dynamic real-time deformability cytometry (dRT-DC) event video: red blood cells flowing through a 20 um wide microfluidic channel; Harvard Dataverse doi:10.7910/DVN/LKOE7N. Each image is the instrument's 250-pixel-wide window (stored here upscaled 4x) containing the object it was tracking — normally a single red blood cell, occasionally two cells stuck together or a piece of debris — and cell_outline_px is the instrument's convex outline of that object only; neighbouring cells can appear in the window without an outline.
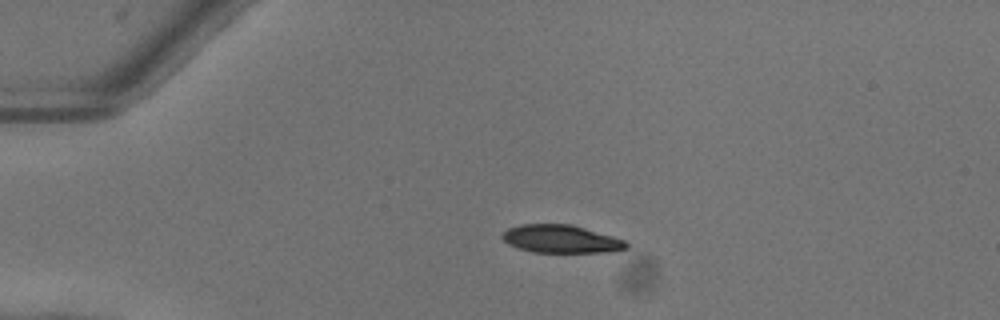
{"species": "common noctule bat (a hibernating species)", "species_latin": "Nyctalus noctula", "temperature_condition": "warm", "stored_images_in_passage": 41, "camera_frame_rate_fps": 3000, "um_per_image_px": 0.085, "animal": {"sex": "female"}, "frame": {"image": 1, "passage_image": 1, "time_ms": 0.0, "image_size_px": [1000, 320], "cell_outline_px": [[628, 248], [612, 252], [532, 252], [508, 244], [500, 236], [508, 228], [520, 224], [572, 224], [612, 236], [624, 240], [628, 244]], "centroid_in_image_um": [47.69, 20.31], "position_along_channel_um": 37.3, "area_um2": 20.17}}
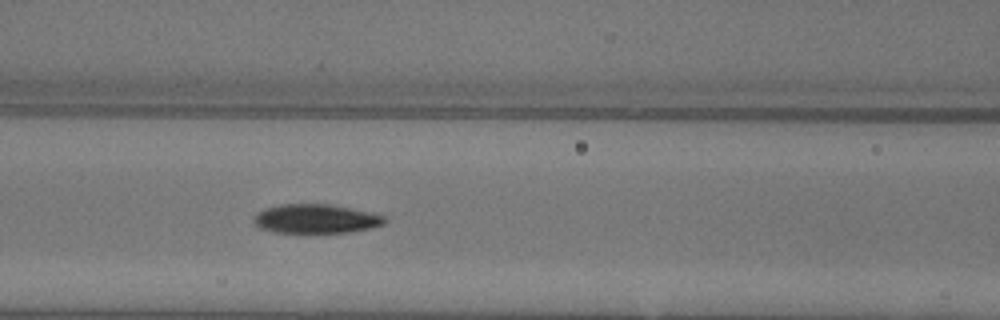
{"frame": {"image": 2, "passage_image": 12, "time_ms": 3.667, "image_size_px": [1000, 320], "cell_outline_px": [[388, 220], [384, 224], [372, 228], [352, 232], [272, 232], [260, 228], [252, 220], [252, 216], [256, 212], [264, 208], [280, 204], [332, 204], [372, 212], [384, 216]], "centroid_in_image_um": [26.85, 18.58], "position_along_channel_um": 139.8, "area_um2": 22.48}}
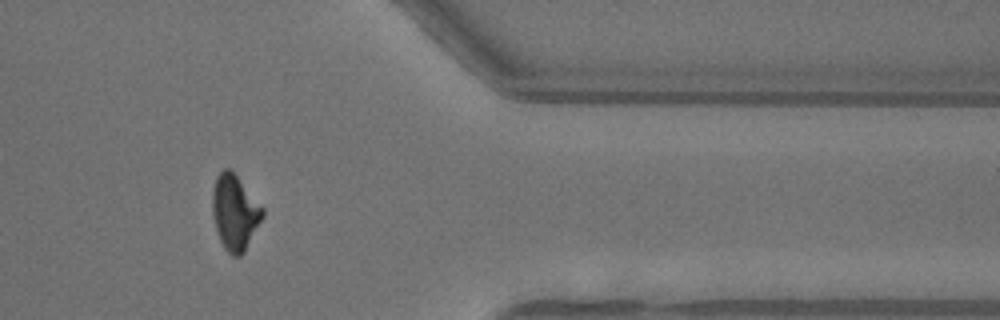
{"frame": {"image": 3, "passage_image": 32, "time_ms": 10.333, "image_size_px": [1000, 320], "cell_outline_px": [[264, 216], [244, 252], [240, 256], [232, 256], [224, 248], [220, 240], [212, 216], [212, 188], [216, 176], [224, 168], [228, 168], [236, 176], [264, 208]], "centroid_in_image_um": [19.95, 18.06], "position_along_channel_um": 391.5, "area_um2": 21.91}, "authors_computed_cell_mechanics": {"area_um2": 22.0218, "velocity_mm_per_s": 4.0447, "shape_relaxation_time_tau1_ms": 2.8994, "shape_relaxation_time_tau2_ms": 2.5592, "deformation_change_tau1": 0.1497, "deformation_change_tau2": 0.0677}}